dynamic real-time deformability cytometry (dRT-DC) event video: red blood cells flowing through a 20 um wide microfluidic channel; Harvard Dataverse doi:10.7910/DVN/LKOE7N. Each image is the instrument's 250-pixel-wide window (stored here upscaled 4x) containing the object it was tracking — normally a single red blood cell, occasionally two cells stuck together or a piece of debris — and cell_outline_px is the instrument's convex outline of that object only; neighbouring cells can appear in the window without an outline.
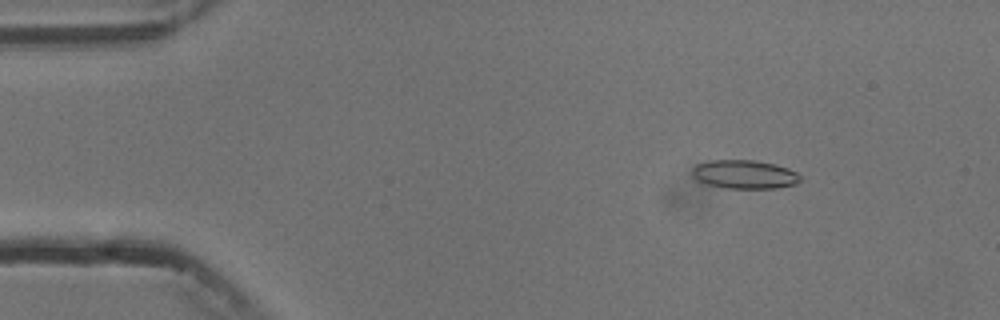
{"species": "common noctule bat (a hibernating species)", "species_latin": "Nyctalus noctula", "temperature_condition": "cold", "stored_images_in_passage": 4, "camera_frame_rate_fps": 3000, "um_per_image_px": 0.085, "animal": {"sex": "male", "body_mass_g": 13.3}, "frame": {"image": 1, "passage_image": 2, "time_ms": 1.0, "image_size_px": [1000, 320], "cell_outline_px": [[800, 180], [796, 184], [776, 188], [724, 188], [708, 184], [696, 180], [692, 176], [692, 168], [696, 164], [708, 160], [756, 160], [788, 168], [796, 172], [800, 176]], "centroid_in_image_um": [63.24, 14.82], "position_along_channel_um": 21.8, "area_um2": 18.09}}